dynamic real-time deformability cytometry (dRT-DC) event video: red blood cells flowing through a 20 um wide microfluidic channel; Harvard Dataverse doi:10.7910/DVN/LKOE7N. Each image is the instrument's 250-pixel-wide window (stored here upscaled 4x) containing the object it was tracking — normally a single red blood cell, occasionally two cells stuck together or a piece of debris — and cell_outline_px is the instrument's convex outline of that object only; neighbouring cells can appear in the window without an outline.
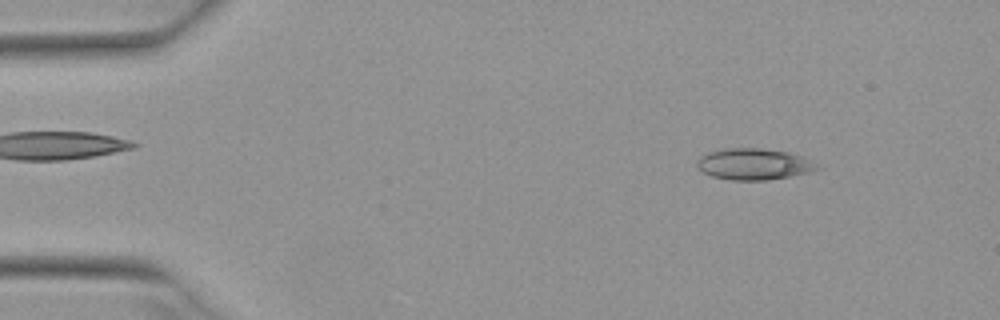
{"species": "Egyptian fruit bat (a non-hibernating species)", "species_latin": "Rousettus aegyptiacus", "temperature_condition": "warm", "stored_images_in_passage": 51, "camera_frame_rate_fps": 3000, "um_per_image_px": 0.085, "animal": {"sex": "female"}, "frame": {"image": 1, "passage_image": 6, "time_ms": 1.667, "image_size_px": [1000, 320], "cell_outline_px": [[824, 168], [812, 172], [768, 180], [732, 180], [712, 176], [704, 172], [696, 164], [696, 160], [700, 156], [708, 152], [724, 148], [760, 148], [788, 152], [800, 156]], "centroid_in_image_um": [64.08, 13.95], "position_along_channel_um": 20.9, "area_um2": 21.91}}
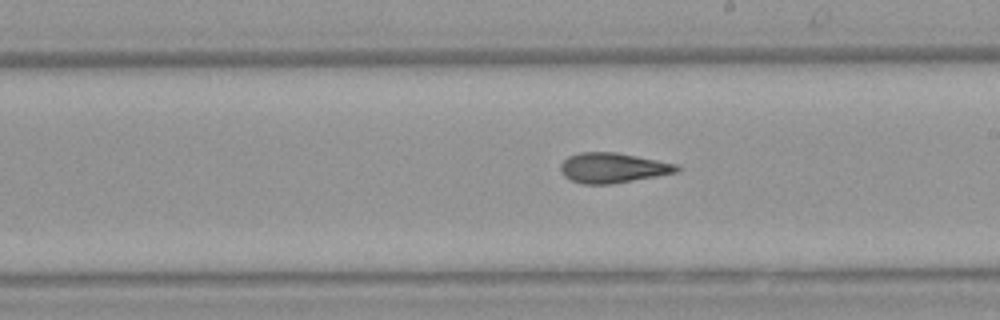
{"frame": {"image": 2, "passage_image": 29, "time_ms": 9.333, "image_size_px": [1000, 320], "cell_outline_px": [[684, 168], [676, 172], [656, 176], [612, 184], [580, 184], [568, 180], [560, 172], [560, 164], [568, 156], [580, 152], [616, 152], [680, 164]], "centroid_in_image_um": [52.09, 14.27], "position_along_channel_um": 236.9, "area_um2": 20.69}}
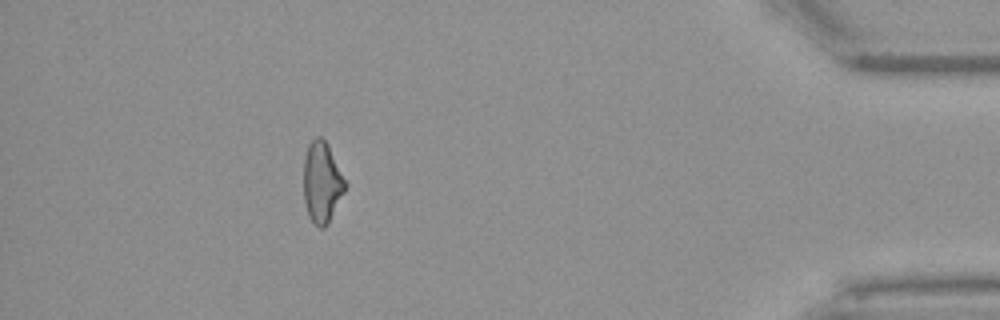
{"frame": {"image": 3, "passage_image": 46, "time_ms": 15.0, "image_size_px": [1000, 320], "cell_outline_px": [[348, 184], [328, 224], [324, 228], [320, 228], [308, 216], [304, 200], [304, 160], [308, 144], [316, 136], [320, 136], [328, 144]], "centroid_in_image_um": [27.38, 15.49], "position_along_channel_um": 407.8, "area_um2": 19.65}, "authors_computed_cell_mechanics": {"area_um2": 20.6924, "velocity_mm_per_s": 3.9501, "shape_relaxation_time_tau1_ms": null, "shape_relaxation_time_tau2_ms": 3.5653, "deformation_change_tau1": null, "deformation_change_tau2": 0.1231}}